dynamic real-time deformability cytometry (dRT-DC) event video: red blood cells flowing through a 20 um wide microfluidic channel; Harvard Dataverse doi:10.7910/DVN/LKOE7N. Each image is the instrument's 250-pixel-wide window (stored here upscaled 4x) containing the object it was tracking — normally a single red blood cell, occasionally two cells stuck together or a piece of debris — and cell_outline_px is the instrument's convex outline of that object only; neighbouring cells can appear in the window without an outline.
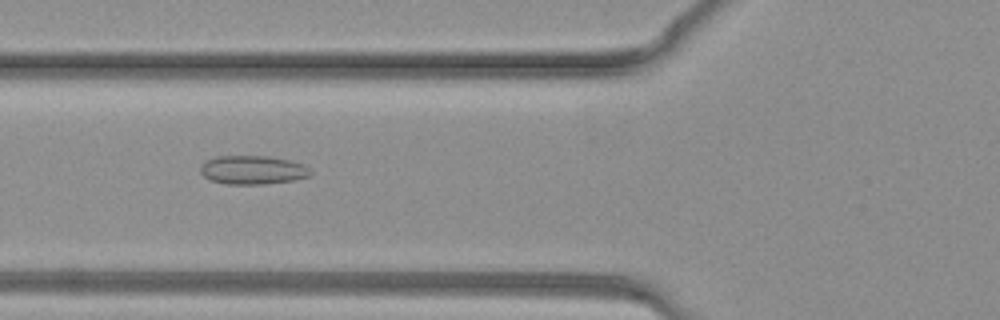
{"species": "common noctule bat (a hibernating species)", "species_latin": "Nyctalus noctula", "temperature_condition": "warm", "stored_images_in_passage": 38, "camera_frame_rate_fps": 3000, "um_per_image_px": 0.085, "animal": {"sex": "female", "body_mass_g": 19.3, "forearm_length_mm": 54.1}, "frame": {"image": 1, "passage_image": 14, "time_ms": 4.333, "image_size_px": [1000, 320], "cell_outline_px": [[312, 172], [308, 176], [292, 180], [264, 184], [224, 184], [208, 180], [200, 172], [200, 164], [204, 160], [216, 156], [268, 156], [288, 160], [304, 164]], "centroid_in_image_um": [21.4, 14.44], "position_along_channel_um": 104.4, "area_um2": 18.55}}
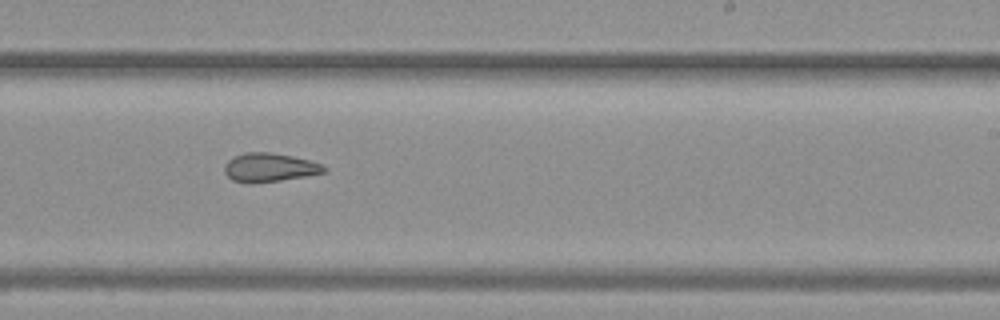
{"frame": {"image": 2, "passage_image": 23, "time_ms": 7.333, "image_size_px": [1000, 320], "cell_outline_px": [[328, 168], [324, 172], [308, 176], [252, 184], [248, 184], [232, 180], [224, 172], [224, 168], [228, 160], [236, 156], [248, 152], [268, 152], [292, 156], [308, 160], [320, 164]], "centroid_in_image_um": [22.89, 14.25], "position_along_channel_um": 266.1, "area_um2": 16.59}}
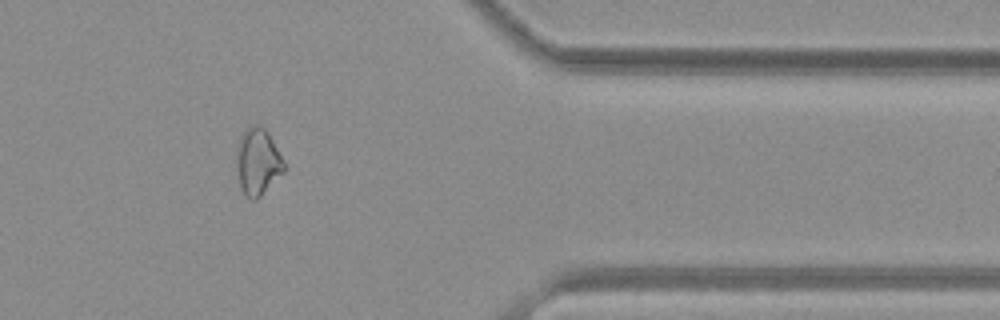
{"frame": {"image": 3, "passage_image": 31, "time_ms": 10.0, "image_size_px": [1000, 320], "cell_outline_px": [[284, 172], [256, 200], [252, 200], [244, 196], [240, 188], [236, 168], [236, 152], [240, 136], [252, 124], [260, 124], [268, 132], [284, 160]], "centroid_in_image_um": [21.89, 13.76], "position_along_channel_um": 389.5, "area_um2": 18.67}}